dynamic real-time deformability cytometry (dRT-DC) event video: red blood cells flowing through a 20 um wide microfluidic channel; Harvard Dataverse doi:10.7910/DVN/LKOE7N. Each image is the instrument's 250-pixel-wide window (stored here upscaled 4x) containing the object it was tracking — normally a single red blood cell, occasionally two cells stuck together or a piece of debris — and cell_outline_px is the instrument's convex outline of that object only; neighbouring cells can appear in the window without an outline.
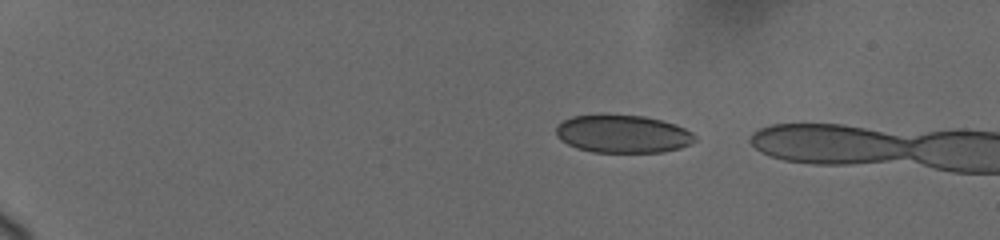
{"species": "human", "species_latin": "Homo sapiens", "temperature_condition": "cold", "stored_images_in_passage": 29, "camera_frame_rate_fps": 3000, "um_per_image_px": 0.085, "donor": {"sex": "female"}, "frame": {"image": 1, "passage_image": 1, "time_ms": 0.0, "image_size_px": [1000, 240], "cell_outline_px": [[696, 140], [692, 144], [680, 148], [664, 152], [592, 152], [576, 148], [560, 140], [556, 136], [556, 128], [564, 120], [572, 116], [604, 112], [644, 116], [676, 124], [692, 132], [696, 136]], "centroid_in_image_um": [52.92, 11.36], "position_along_channel_um": 32.1, "area_um2": 31.44}}
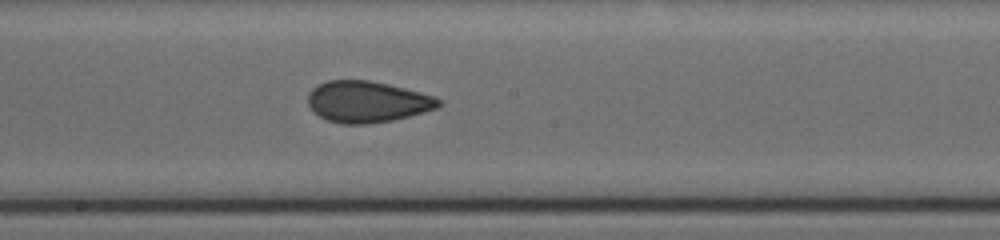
{"frame": {"image": 2, "passage_image": 18, "time_ms": 7.667, "image_size_px": [1000, 240], "cell_outline_px": [[444, 104], [440, 108], [392, 120], [368, 124], [340, 124], [328, 120], [320, 116], [308, 104], [308, 92], [312, 88], [328, 80], [368, 80], [388, 84], [436, 96]], "centroid_in_image_um": [31.25, 8.65], "position_along_channel_um": 216.9, "area_um2": 31.5}}
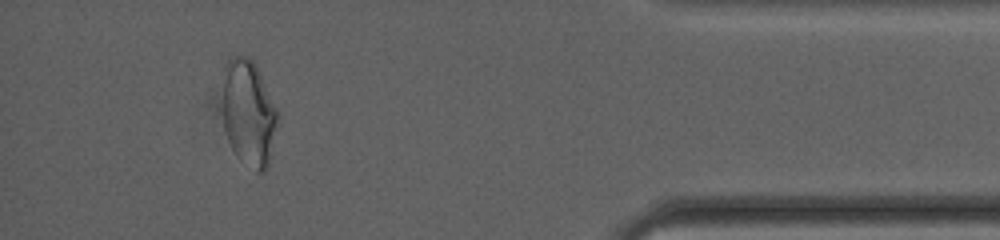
{"frame": {"image": 3, "passage_image": 28, "time_ms": 14.0, "image_size_px": [1000, 240], "cell_outline_px": [[280, 116], [268, 168], [264, 172], [256, 172], [232, 148], [228, 140], [224, 128], [224, 64], [232, 56], [248, 56], [252, 60], [280, 112]], "centroid_in_image_um": [21.18, 9.61], "position_along_channel_um": 414.0, "area_um2": 33.93}, "authors_computed_cell_mechanics": {"area_um2": 31.8478, "velocity_mm_per_s": 3.693, "shape_relaxation_time_tau1_ms": null, "shape_relaxation_time_tau2_ms": 1.1655, "deformation_change_tau1": null, "deformation_change_tau2": 0.0352}}